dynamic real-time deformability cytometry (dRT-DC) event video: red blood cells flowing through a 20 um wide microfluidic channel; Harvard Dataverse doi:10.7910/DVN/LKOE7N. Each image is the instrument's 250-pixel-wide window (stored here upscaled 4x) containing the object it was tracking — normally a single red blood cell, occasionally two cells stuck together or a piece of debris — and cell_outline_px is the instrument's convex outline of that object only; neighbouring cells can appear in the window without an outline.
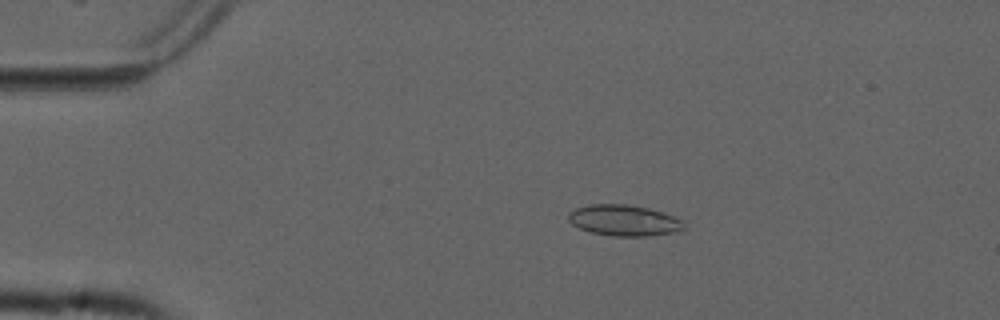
{"species": "common noctule bat (a hibernating species)", "species_latin": "Nyctalus noctula", "temperature_condition": "cold", "stored_images_in_passage": 24, "camera_frame_rate_fps": 3000, "um_per_image_px": 0.085, "animal": {"sex": "male", "forearm_length_mm": 52.5}, "frame": {"image": 1, "passage_image": 11, "time_ms": 3.333, "image_size_px": [1000, 320], "cell_outline_px": [[684, 228], [676, 232], [648, 236], [616, 236], [592, 232], [580, 228], [572, 224], [568, 220], [568, 212], [576, 208], [588, 204], [624, 204], [648, 208], [672, 216], [680, 220], [684, 224]], "centroid_in_image_um": [53.0, 18.73], "position_along_channel_um": 32.0, "area_um2": 20.63}}
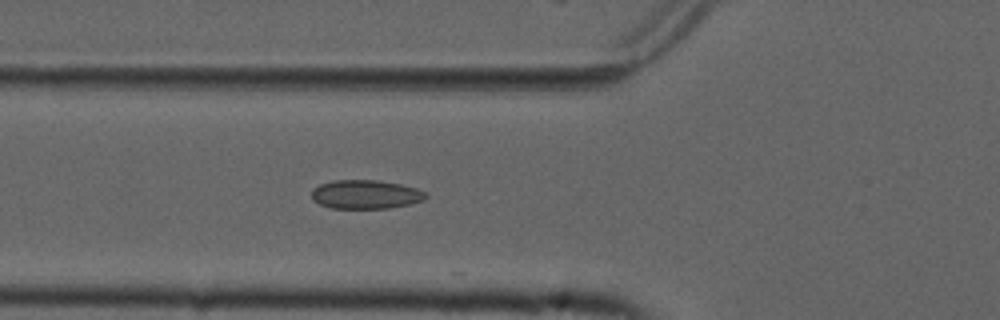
{"frame": {"image": 2, "passage_image": 20, "time_ms": 6.333, "image_size_px": [1000, 320], "cell_outline_px": [[428, 196], [424, 200], [408, 204], [388, 208], [332, 208], [320, 204], [312, 200], [312, 188], [320, 184], [332, 180], [380, 180], [400, 184], [416, 188], [424, 192]], "centroid_in_image_um": [31.05, 16.51], "position_along_channel_um": 94.7, "area_um2": 19.19}}
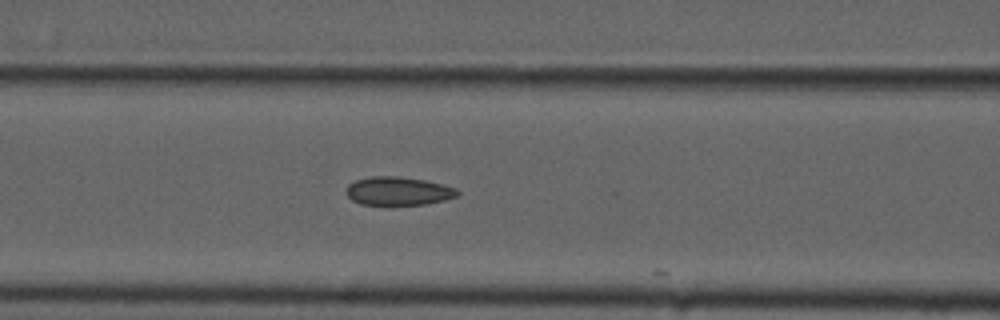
{"frame": {"image": 3, "passage_image": 23, "time_ms": 7.333, "image_size_px": [1000, 320], "cell_outline_px": [[460, 192], [456, 196], [444, 200], [424, 204], [360, 204], [352, 200], [348, 196], [348, 184], [356, 180], [372, 176], [396, 176], [424, 180], [456, 188]], "centroid_in_image_um": [33.85, 16.23], "position_along_channel_um": 132.8, "area_um2": 18.03}}